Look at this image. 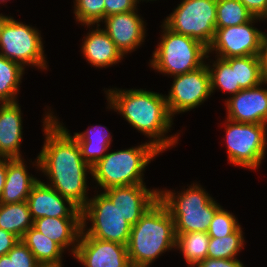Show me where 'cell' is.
<instances>
[{
  "instance_id": "cell-39",
  "label": "cell",
  "mask_w": 267,
  "mask_h": 267,
  "mask_svg": "<svg viewBox=\"0 0 267 267\" xmlns=\"http://www.w3.org/2000/svg\"><path fill=\"white\" fill-rule=\"evenodd\" d=\"M262 59H263V78L265 81V85H267V34L266 33L263 40Z\"/></svg>"
},
{
  "instance_id": "cell-12",
  "label": "cell",
  "mask_w": 267,
  "mask_h": 267,
  "mask_svg": "<svg viewBox=\"0 0 267 267\" xmlns=\"http://www.w3.org/2000/svg\"><path fill=\"white\" fill-rule=\"evenodd\" d=\"M211 94L210 73L205 63L194 71L174 76L165 96L168 111L173 118L200 106Z\"/></svg>"
},
{
  "instance_id": "cell-6",
  "label": "cell",
  "mask_w": 267,
  "mask_h": 267,
  "mask_svg": "<svg viewBox=\"0 0 267 267\" xmlns=\"http://www.w3.org/2000/svg\"><path fill=\"white\" fill-rule=\"evenodd\" d=\"M161 40L153 51L150 66L164 75L177 76L194 71L209 58L208 48L201 42L183 34L173 32L161 25Z\"/></svg>"
},
{
  "instance_id": "cell-28",
  "label": "cell",
  "mask_w": 267,
  "mask_h": 267,
  "mask_svg": "<svg viewBox=\"0 0 267 267\" xmlns=\"http://www.w3.org/2000/svg\"><path fill=\"white\" fill-rule=\"evenodd\" d=\"M253 17L254 15L239 0H217L216 28L241 25Z\"/></svg>"
},
{
  "instance_id": "cell-17",
  "label": "cell",
  "mask_w": 267,
  "mask_h": 267,
  "mask_svg": "<svg viewBox=\"0 0 267 267\" xmlns=\"http://www.w3.org/2000/svg\"><path fill=\"white\" fill-rule=\"evenodd\" d=\"M133 10L118 13L104 18L103 30L113 40L116 47L125 56L127 53L137 50L145 40L146 25L143 18Z\"/></svg>"
},
{
  "instance_id": "cell-24",
  "label": "cell",
  "mask_w": 267,
  "mask_h": 267,
  "mask_svg": "<svg viewBox=\"0 0 267 267\" xmlns=\"http://www.w3.org/2000/svg\"><path fill=\"white\" fill-rule=\"evenodd\" d=\"M21 240L39 263H57L63 260L62 255L65 250L34 226L25 232Z\"/></svg>"
},
{
  "instance_id": "cell-21",
  "label": "cell",
  "mask_w": 267,
  "mask_h": 267,
  "mask_svg": "<svg viewBox=\"0 0 267 267\" xmlns=\"http://www.w3.org/2000/svg\"><path fill=\"white\" fill-rule=\"evenodd\" d=\"M23 158H7L6 182L0 203L11 204L27 201L32 187L39 181L28 174Z\"/></svg>"
},
{
  "instance_id": "cell-34",
  "label": "cell",
  "mask_w": 267,
  "mask_h": 267,
  "mask_svg": "<svg viewBox=\"0 0 267 267\" xmlns=\"http://www.w3.org/2000/svg\"><path fill=\"white\" fill-rule=\"evenodd\" d=\"M136 0H104L105 17L138 9Z\"/></svg>"
},
{
  "instance_id": "cell-38",
  "label": "cell",
  "mask_w": 267,
  "mask_h": 267,
  "mask_svg": "<svg viewBox=\"0 0 267 267\" xmlns=\"http://www.w3.org/2000/svg\"><path fill=\"white\" fill-rule=\"evenodd\" d=\"M7 173V157H0V196L2 194Z\"/></svg>"
},
{
  "instance_id": "cell-2",
  "label": "cell",
  "mask_w": 267,
  "mask_h": 267,
  "mask_svg": "<svg viewBox=\"0 0 267 267\" xmlns=\"http://www.w3.org/2000/svg\"><path fill=\"white\" fill-rule=\"evenodd\" d=\"M109 109L118 111L138 132L149 137L161 153L178 144L179 134L166 136L173 125L165 95L143 89L105 90Z\"/></svg>"
},
{
  "instance_id": "cell-8",
  "label": "cell",
  "mask_w": 267,
  "mask_h": 267,
  "mask_svg": "<svg viewBox=\"0 0 267 267\" xmlns=\"http://www.w3.org/2000/svg\"><path fill=\"white\" fill-rule=\"evenodd\" d=\"M228 161L233 166L257 169L265 157L267 125L225 120Z\"/></svg>"
},
{
  "instance_id": "cell-13",
  "label": "cell",
  "mask_w": 267,
  "mask_h": 267,
  "mask_svg": "<svg viewBox=\"0 0 267 267\" xmlns=\"http://www.w3.org/2000/svg\"><path fill=\"white\" fill-rule=\"evenodd\" d=\"M73 257L85 267H132L126 245L93 238L83 231Z\"/></svg>"
},
{
  "instance_id": "cell-22",
  "label": "cell",
  "mask_w": 267,
  "mask_h": 267,
  "mask_svg": "<svg viewBox=\"0 0 267 267\" xmlns=\"http://www.w3.org/2000/svg\"><path fill=\"white\" fill-rule=\"evenodd\" d=\"M73 137L79 144L83 160L91 167L107 153L111 146L112 136L107 127L96 125L80 133H74Z\"/></svg>"
},
{
  "instance_id": "cell-10",
  "label": "cell",
  "mask_w": 267,
  "mask_h": 267,
  "mask_svg": "<svg viewBox=\"0 0 267 267\" xmlns=\"http://www.w3.org/2000/svg\"><path fill=\"white\" fill-rule=\"evenodd\" d=\"M81 211L82 231L86 235L127 245L132 225L103 193L91 197ZM87 220L92 223L89 228Z\"/></svg>"
},
{
  "instance_id": "cell-15",
  "label": "cell",
  "mask_w": 267,
  "mask_h": 267,
  "mask_svg": "<svg viewBox=\"0 0 267 267\" xmlns=\"http://www.w3.org/2000/svg\"><path fill=\"white\" fill-rule=\"evenodd\" d=\"M259 85L242 89L225 100L226 118L238 123L267 125V89Z\"/></svg>"
},
{
  "instance_id": "cell-30",
  "label": "cell",
  "mask_w": 267,
  "mask_h": 267,
  "mask_svg": "<svg viewBox=\"0 0 267 267\" xmlns=\"http://www.w3.org/2000/svg\"><path fill=\"white\" fill-rule=\"evenodd\" d=\"M241 225L230 235L210 237L207 257L213 259H234L245 244Z\"/></svg>"
},
{
  "instance_id": "cell-36",
  "label": "cell",
  "mask_w": 267,
  "mask_h": 267,
  "mask_svg": "<svg viewBox=\"0 0 267 267\" xmlns=\"http://www.w3.org/2000/svg\"><path fill=\"white\" fill-rule=\"evenodd\" d=\"M256 17L267 20V0H239Z\"/></svg>"
},
{
  "instance_id": "cell-37",
  "label": "cell",
  "mask_w": 267,
  "mask_h": 267,
  "mask_svg": "<svg viewBox=\"0 0 267 267\" xmlns=\"http://www.w3.org/2000/svg\"><path fill=\"white\" fill-rule=\"evenodd\" d=\"M19 240L17 236L0 229V256L6 255Z\"/></svg>"
},
{
  "instance_id": "cell-26",
  "label": "cell",
  "mask_w": 267,
  "mask_h": 267,
  "mask_svg": "<svg viewBox=\"0 0 267 267\" xmlns=\"http://www.w3.org/2000/svg\"><path fill=\"white\" fill-rule=\"evenodd\" d=\"M176 236V249L182 252L188 267H195L207 258L210 236L206 232L196 231Z\"/></svg>"
},
{
  "instance_id": "cell-7",
  "label": "cell",
  "mask_w": 267,
  "mask_h": 267,
  "mask_svg": "<svg viewBox=\"0 0 267 267\" xmlns=\"http://www.w3.org/2000/svg\"><path fill=\"white\" fill-rule=\"evenodd\" d=\"M216 10L217 0H182L162 24L208 48L215 36Z\"/></svg>"
},
{
  "instance_id": "cell-3",
  "label": "cell",
  "mask_w": 267,
  "mask_h": 267,
  "mask_svg": "<svg viewBox=\"0 0 267 267\" xmlns=\"http://www.w3.org/2000/svg\"><path fill=\"white\" fill-rule=\"evenodd\" d=\"M174 220L158 199L132 226L127 252L132 267H149L167 250L176 249Z\"/></svg>"
},
{
  "instance_id": "cell-19",
  "label": "cell",
  "mask_w": 267,
  "mask_h": 267,
  "mask_svg": "<svg viewBox=\"0 0 267 267\" xmlns=\"http://www.w3.org/2000/svg\"><path fill=\"white\" fill-rule=\"evenodd\" d=\"M33 226L74 256L82 232V217H41ZM70 246V247H69Z\"/></svg>"
},
{
  "instance_id": "cell-42",
  "label": "cell",
  "mask_w": 267,
  "mask_h": 267,
  "mask_svg": "<svg viewBox=\"0 0 267 267\" xmlns=\"http://www.w3.org/2000/svg\"><path fill=\"white\" fill-rule=\"evenodd\" d=\"M10 18V16L3 15L2 13L0 14V36L1 32L3 29V26L5 25V22Z\"/></svg>"
},
{
  "instance_id": "cell-45",
  "label": "cell",
  "mask_w": 267,
  "mask_h": 267,
  "mask_svg": "<svg viewBox=\"0 0 267 267\" xmlns=\"http://www.w3.org/2000/svg\"><path fill=\"white\" fill-rule=\"evenodd\" d=\"M6 1H8V0H0V4H1L2 2L4 3V2H6Z\"/></svg>"
},
{
  "instance_id": "cell-29",
  "label": "cell",
  "mask_w": 267,
  "mask_h": 267,
  "mask_svg": "<svg viewBox=\"0 0 267 267\" xmlns=\"http://www.w3.org/2000/svg\"><path fill=\"white\" fill-rule=\"evenodd\" d=\"M212 63L207 64L210 73L211 92L219 89L228 94L235 95L242 90L236 83L235 67H231L224 59L218 58Z\"/></svg>"
},
{
  "instance_id": "cell-23",
  "label": "cell",
  "mask_w": 267,
  "mask_h": 267,
  "mask_svg": "<svg viewBox=\"0 0 267 267\" xmlns=\"http://www.w3.org/2000/svg\"><path fill=\"white\" fill-rule=\"evenodd\" d=\"M27 201L18 203H0V229L17 236L20 240L25 232L33 226Z\"/></svg>"
},
{
  "instance_id": "cell-11",
  "label": "cell",
  "mask_w": 267,
  "mask_h": 267,
  "mask_svg": "<svg viewBox=\"0 0 267 267\" xmlns=\"http://www.w3.org/2000/svg\"><path fill=\"white\" fill-rule=\"evenodd\" d=\"M265 19L254 16L250 21L225 28H216L208 53L215 52L221 59L244 56H262L265 32L253 27L255 21Z\"/></svg>"
},
{
  "instance_id": "cell-27",
  "label": "cell",
  "mask_w": 267,
  "mask_h": 267,
  "mask_svg": "<svg viewBox=\"0 0 267 267\" xmlns=\"http://www.w3.org/2000/svg\"><path fill=\"white\" fill-rule=\"evenodd\" d=\"M24 71L19 63L0 55V95L8 102H17Z\"/></svg>"
},
{
  "instance_id": "cell-16",
  "label": "cell",
  "mask_w": 267,
  "mask_h": 267,
  "mask_svg": "<svg viewBox=\"0 0 267 267\" xmlns=\"http://www.w3.org/2000/svg\"><path fill=\"white\" fill-rule=\"evenodd\" d=\"M27 203L33 221L41 217H82L76 204L40 179L32 187Z\"/></svg>"
},
{
  "instance_id": "cell-35",
  "label": "cell",
  "mask_w": 267,
  "mask_h": 267,
  "mask_svg": "<svg viewBox=\"0 0 267 267\" xmlns=\"http://www.w3.org/2000/svg\"><path fill=\"white\" fill-rule=\"evenodd\" d=\"M195 267H244V264L234 259H213L207 257L205 260L200 261Z\"/></svg>"
},
{
  "instance_id": "cell-41",
  "label": "cell",
  "mask_w": 267,
  "mask_h": 267,
  "mask_svg": "<svg viewBox=\"0 0 267 267\" xmlns=\"http://www.w3.org/2000/svg\"><path fill=\"white\" fill-rule=\"evenodd\" d=\"M62 261L57 263H39L37 267H62Z\"/></svg>"
},
{
  "instance_id": "cell-32",
  "label": "cell",
  "mask_w": 267,
  "mask_h": 267,
  "mask_svg": "<svg viewBox=\"0 0 267 267\" xmlns=\"http://www.w3.org/2000/svg\"><path fill=\"white\" fill-rule=\"evenodd\" d=\"M240 224L238 223L236 217L221 207L214 215L207 234L210 237L221 238L233 233Z\"/></svg>"
},
{
  "instance_id": "cell-20",
  "label": "cell",
  "mask_w": 267,
  "mask_h": 267,
  "mask_svg": "<svg viewBox=\"0 0 267 267\" xmlns=\"http://www.w3.org/2000/svg\"><path fill=\"white\" fill-rule=\"evenodd\" d=\"M96 26V29L90 30L87 36L84 37V42L81 46L83 56L89 64L98 68H106L117 64L125 57L122 52L116 47L113 40L108 34Z\"/></svg>"
},
{
  "instance_id": "cell-33",
  "label": "cell",
  "mask_w": 267,
  "mask_h": 267,
  "mask_svg": "<svg viewBox=\"0 0 267 267\" xmlns=\"http://www.w3.org/2000/svg\"><path fill=\"white\" fill-rule=\"evenodd\" d=\"M7 255L13 258L14 267H37L39 264L22 240H19Z\"/></svg>"
},
{
  "instance_id": "cell-4",
  "label": "cell",
  "mask_w": 267,
  "mask_h": 267,
  "mask_svg": "<svg viewBox=\"0 0 267 267\" xmlns=\"http://www.w3.org/2000/svg\"><path fill=\"white\" fill-rule=\"evenodd\" d=\"M175 193L159 190V200L174 220L176 235L189 232H206L215 213L221 208L208 192L197 183ZM177 194V195H176Z\"/></svg>"
},
{
  "instance_id": "cell-31",
  "label": "cell",
  "mask_w": 267,
  "mask_h": 267,
  "mask_svg": "<svg viewBox=\"0 0 267 267\" xmlns=\"http://www.w3.org/2000/svg\"><path fill=\"white\" fill-rule=\"evenodd\" d=\"M73 3L77 22L89 28L101 25L99 22L105 18L104 0H75Z\"/></svg>"
},
{
  "instance_id": "cell-43",
  "label": "cell",
  "mask_w": 267,
  "mask_h": 267,
  "mask_svg": "<svg viewBox=\"0 0 267 267\" xmlns=\"http://www.w3.org/2000/svg\"><path fill=\"white\" fill-rule=\"evenodd\" d=\"M7 103L8 101L0 95V109L3 108Z\"/></svg>"
},
{
  "instance_id": "cell-14",
  "label": "cell",
  "mask_w": 267,
  "mask_h": 267,
  "mask_svg": "<svg viewBox=\"0 0 267 267\" xmlns=\"http://www.w3.org/2000/svg\"><path fill=\"white\" fill-rule=\"evenodd\" d=\"M102 193L132 226L159 199V190H151L145 184L111 187Z\"/></svg>"
},
{
  "instance_id": "cell-5",
  "label": "cell",
  "mask_w": 267,
  "mask_h": 267,
  "mask_svg": "<svg viewBox=\"0 0 267 267\" xmlns=\"http://www.w3.org/2000/svg\"><path fill=\"white\" fill-rule=\"evenodd\" d=\"M160 153L150 142L137 147L107 152L92 166L91 176L102 190L116 186L145 184L143 171Z\"/></svg>"
},
{
  "instance_id": "cell-1",
  "label": "cell",
  "mask_w": 267,
  "mask_h": 267,
  "mask_svg": "<svg viewBox=\"0 0 267 267\" xmlns=\"http://www.w3.org/2000/svg\"><path fill=\"white\" fill-rule=\"evenodd\" d=\"M43 120L45 142L35 166L48 177V186L82 209L89 200L87 173L92 174V167L83 160L76 139L52 112Z\"/></svg>"
},
{
  "instance_id": "cell-18",
  "label": "cell",
  "mask_w": 267,
  "mask_h": 267,
  "mask_svg": "<svg viewBox=\"0 0 267 267\" xmlns=\"http://www.w3.org/2000/svg\"><path fill=\"white\" fill-rule=\"evenodd\" d=\"M21 106L17 102H8L0 109V157L22 158L23 126Z\"/></svg>"
},
{
  "instance_id": "cell-25",
  "label": "cell",
  "mask_w": 267,
  "mask_h": 267,
  "mask_svg": "<svg viewBox=\"0 0 267 267\" xmlns=\"http://www.w3.org/2000/svg\"><path fill=\"white\" fill-rule=\"evenodd\" d=\"M235 67L236 83L241 89L255 87L264 81L262 56H244L224 59Z\"/></svg>"
},
{
  "instance_id": "cell-9",
  "label": "cell",
  "mask_w": 267,
  "mask_h": 267,
  "mask_svg": "<svg viewBox=\"0 0 267 267\" xmlns=\"http://www.w3.org/2000/svg\"><path fill=\"white\" fill-rule=\"evenodd\" d=\"M41 33L35 27L10 17L3 26L0 36V55L26 66L47 70Z\"/></svg>"
},
{
  "instance_id": "cell-44",
  "label": "cell",
  "mask_w": 267,
  "mask_h": 267,
  "mask_svg": "<svg viewBox=\"0 0 267 267\" xmlns=\"http://www.w3.org/2000/svg\"><path fill=\"white\" fill-rule=\"evenodd\" d=\"M138 3H140L139 1H143V0H136ZM146 1V0H144ZM147 1H155V0H147Z\"/></svg>"
},
{
  "instance_id": "cell-40",
  "label": "cell",
  "mask_w": 267,
  "mask_h": 267,
  "mask_svg": "<svg viewBox=\"0 0 267 267\" xmlns=\"http://www.w3.org/2000/svg\"><path fill=\"white\" fill-rule=\"evenodd\" d=\"M0 267H14L13 258H10L7 254L0 256Z\"/></svg>"
}]
</instances>
